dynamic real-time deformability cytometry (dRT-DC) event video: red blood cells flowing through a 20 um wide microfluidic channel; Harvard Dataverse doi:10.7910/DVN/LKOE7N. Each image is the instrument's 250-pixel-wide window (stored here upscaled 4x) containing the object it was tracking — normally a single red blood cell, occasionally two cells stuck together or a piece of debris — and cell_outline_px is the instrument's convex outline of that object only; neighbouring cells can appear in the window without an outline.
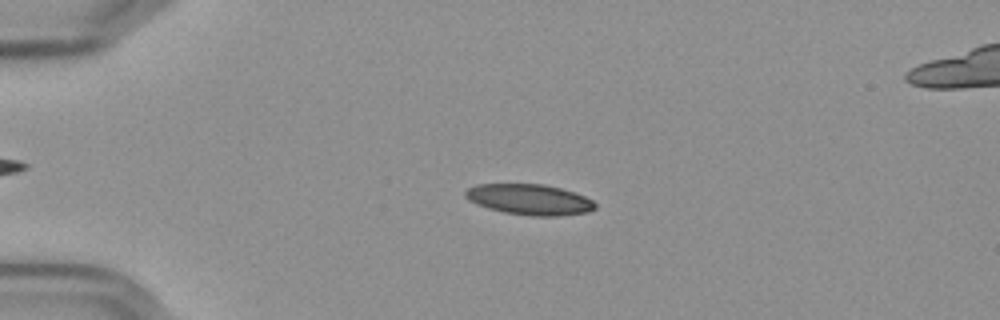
{"species": "Egyptian fruit bat (a non-hibernating species)", "species_latin": "Rousettus aegyptiacus", "temperature_condition": "cold", "stored_images_in_passage": 57, "camera_frame_rate_fps": 3000, "um_per_image_px": 0.085, "frame": {"image": 1, "passage_image": 14, "time_ms": 4.333, "image_size_px": [1000, 320], "cell_outline_px": [[596, 208], [588, 212], [556, 216], [532, 216], [504, 212], [488, 208], [476, 204], [468, 200], [464, 196], [464, 192], [468, 188], [476, 184], [544, 184], [560, 188], [584, 196], [592, 200], [596, 204]], "centroid_in_image_um": [44.98, 16.96], "position_along_channel_um": 40.0, "area_um2": 23.18}}
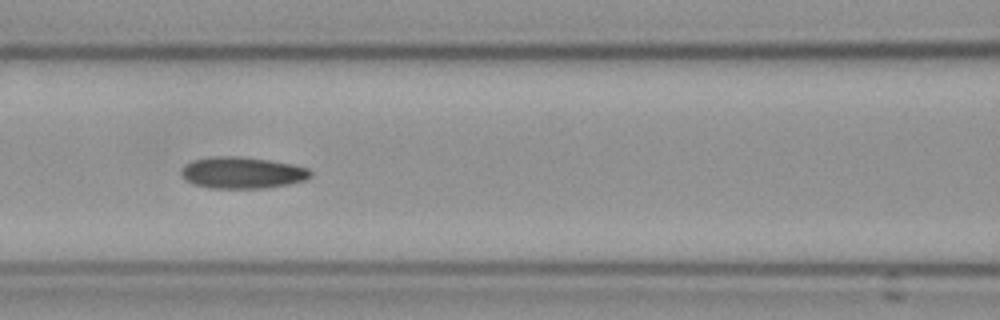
{"frame": {"image": 2, "passage_image": 26, "time_ms": 8.333, "image_size_px": [1000, 320], "cell_outline_px": [[312, 176], [304, 180], [288, 184], [264, 188], [208, 188], [196, 184], [188, 180], [180, 172], [192, 160], [216, 156], [240, 156], [272, 160], [292, 164], [308, 168], [312, 172]], "centroid_in_image_um": [20.65, 14.67], "position_along_channel_um": 145.9, "area_um2": 23.58}}
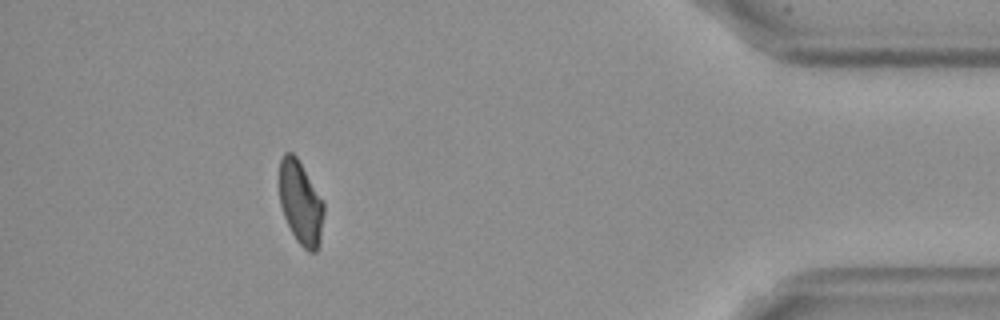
{"frame": {"image": 3, "passage_image": 52, "time_ms": 17.0, "image_size_px": [1000, 320], "cell_outline_px": [[324, 212], [320, 244], [316, 252], [308, 252], [296, 240], [284, 216], [280, 204], [280, 160], [284, 152], [292, 152], [296, 156], [324, 200]], "centroid_in_image_um": [25.58, 17.25], "position_along_channel_um": 409.6, "area_um2": 21.73}, "authors_computed_cell_mechanics": {"area_um2": 23.0044, "velocity_mm_per_s": 3.5872, "shape_relaxation_time_tau1_ms": null, "shape_relaxation_time_tau2_ms": 7.4277, "deformation_change_tau1": null, "deformation_change_tau2": 0.1281}}